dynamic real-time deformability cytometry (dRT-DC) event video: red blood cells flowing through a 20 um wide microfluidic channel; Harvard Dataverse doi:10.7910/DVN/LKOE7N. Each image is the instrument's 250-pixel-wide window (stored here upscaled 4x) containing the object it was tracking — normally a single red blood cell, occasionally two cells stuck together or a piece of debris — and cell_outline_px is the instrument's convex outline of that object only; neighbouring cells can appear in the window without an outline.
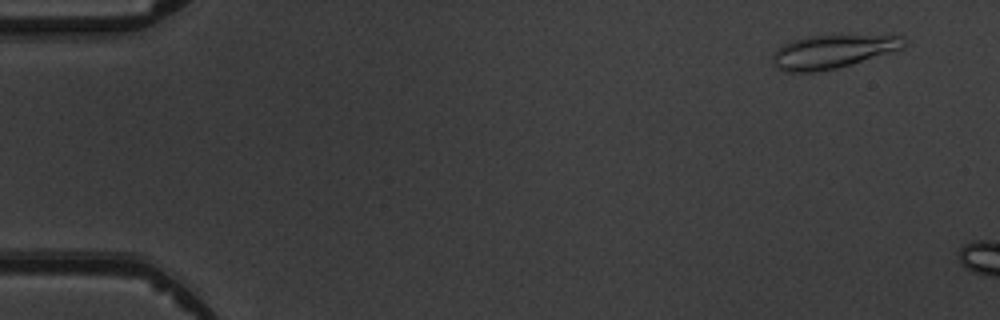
{"species": "common noctule bat (a hibernating species)", "species_latin": "Nyctalus noctula", "temperature_condition": "warm", "stored_images_in_passage": 3, "camera_frame_rate_fps": 3000, "um_per_image_px": 0.085, "animal": {"sex": "male", "body_mass_g": 19.5, "forearm_length_mm": 54.6}, "frame": {"image": 1, "passage_image": 1, "time_ms": 0.0, "image_size_px": [1000, 320], "cell_outline_px": [[908, 44], [904, 48], [852, 64], [836, 68], [812, 72], [784, 72], [776, 68], [772, 64], [772, 52], [776, 48], [792, 40], [804, 36], [892, 32], [904, 36], [908, 40]], "centroid_in_image_um": [70.89, 4.32], "position_along_channel_um": 14.1, "area_um2": 27.17}}